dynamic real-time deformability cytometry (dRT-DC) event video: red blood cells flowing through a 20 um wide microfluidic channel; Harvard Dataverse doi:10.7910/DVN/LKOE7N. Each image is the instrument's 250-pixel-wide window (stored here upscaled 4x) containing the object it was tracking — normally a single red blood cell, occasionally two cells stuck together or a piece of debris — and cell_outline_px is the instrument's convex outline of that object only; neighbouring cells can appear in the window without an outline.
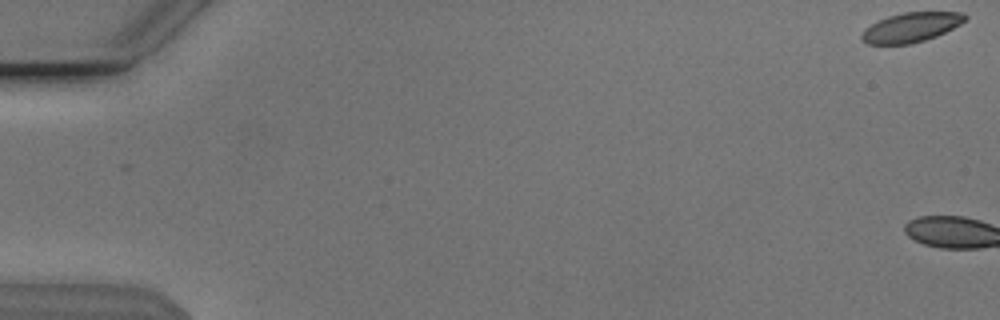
{"species": "Egyptian fruit bat (a non-hibernating species)", "species_latin": "Rousettus aegyptiacus", "temperature_condition": "cold", "stored_images_in_passage": 3, "camera_frame_rate_fps": 3000, "um_per_image_px": 0.085, "animal": {"sex": "male"}, "frame": {"image": 1, "passage_image": 1, "time_ms": 0.0, "image_size_px": [1000, 320], "cell_outline_px": [[968, 16], [960, 24], [936, 36], [924, 40], [908, 44], [868, 44], [860, 40], [860, 36], [872, 24], [888, 16], [904, 12], [964, 12]], "centroid_in_image_um": [77.45, 2.32], "position_along_channel_um": 7.6, "area_um2": 17.51}}